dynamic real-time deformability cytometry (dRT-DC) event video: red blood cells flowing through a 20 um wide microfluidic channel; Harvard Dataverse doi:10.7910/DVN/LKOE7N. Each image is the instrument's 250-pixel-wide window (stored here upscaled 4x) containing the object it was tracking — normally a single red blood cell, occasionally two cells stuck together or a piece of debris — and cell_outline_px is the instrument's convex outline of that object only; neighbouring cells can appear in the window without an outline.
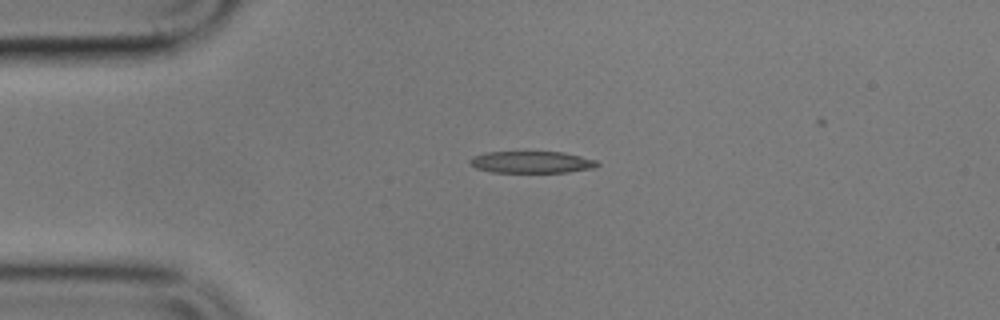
{"species": "common noctule bat (a hibernating species)", "species_latin": "Nyctalus noctula", "temperature_condition": "cold", "stored_images_in_passage": 4, "camera_frame_rate_fps": 3000, "um_per_image_px": 0.085, "animal": {"sex": "male", "body_mass_g": 17.9}, "frame": {"image": 1, "passage_image": 3, "time_ms": 3.667, "image_size_px": [1000, 320], "cell_outline_px": [[600, 164], [596, 168], [568, 172], [492, 172], [476, 168], [468, 160], [472, 156], [484, 152], [564, 152], [596, 160]], "centroid_in_image_um": [45.2, 13.78], "position_along_channel_um": 39.8, "area_um2": 16.24}}